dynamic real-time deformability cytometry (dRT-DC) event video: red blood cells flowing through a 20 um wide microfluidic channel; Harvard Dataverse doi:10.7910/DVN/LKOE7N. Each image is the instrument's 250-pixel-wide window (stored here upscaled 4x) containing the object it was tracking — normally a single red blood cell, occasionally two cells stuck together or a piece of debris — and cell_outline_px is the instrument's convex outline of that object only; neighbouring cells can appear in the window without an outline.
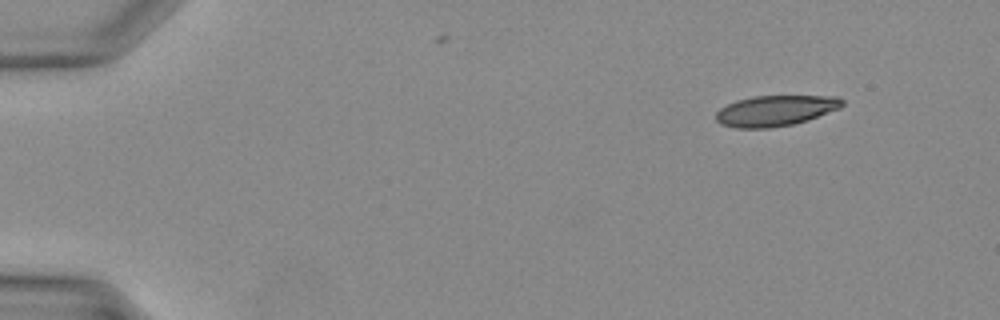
{"species": "Egyptian fruit bat (a non-hibernating species)", "species_latin": "Rousettus aegyptiacus", "temperature_condition": "warm", "stored_images_in_passage": 35, "camera_frame_rate_fps": 3000, "um_per_image_px": 0.085, "animal": {"sex": "female"}, "frame": {"image": 1, "passage_image": 1, "time_ms": 0.0, "image_size_px": [1000, 320], "cell_outline_px": [[844, 104], [840, 108], [808, 120], [792, 124], [768, 128], [736, 128], [720, 124], [716, 120], [716, 112], [720, 108], [736, 100], [752, 96], [840, 96], [844, 100]], "centroid_in_image_um": [65.92, 9.4], "position_along_channel_um": 19.1, "area_um2": 22.66}}
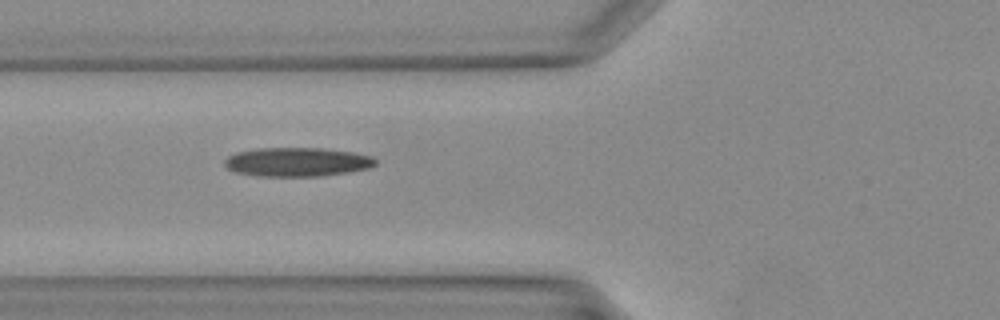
{"frame": {"image": 2, "passage_image": 12, "time_ms": 3.667, "image_size_px": [1000, 320], "cell_outline_px": [[376, 164], [368, 168], [348, 172], [320, 176], [260, 176], [236, 172], [228, 168], [224, 164], [224, 160], [228, 156], [236, 152], [256, 148], [320, 148], [352, 152], [372, 156], [376, 160]], "centroid_in_image_um": [25.24, 13.76], "position_along_channel_um": 100.6, "area_um2": 25.37}}
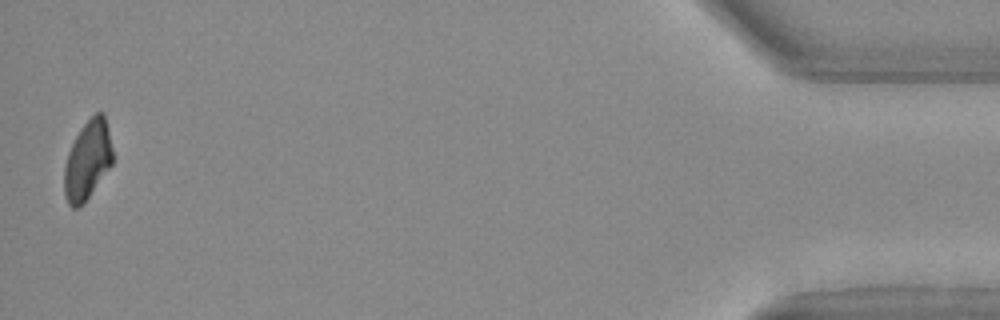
{"frame": {"image": 3, "passage_image": 35, "time_ms": 11.333, "image_size_px": [1000, 320], "cell_outline_px": [[112, 164], [88, 196], [76, 208], [72, 208], [68, 204], [64, 196], [64, 164], [68, 152], [80, 128], [96, 112], [104, 112], [108, 128], [112, 148]], "centroid_in_image_um": [7.43, 13.58], "position_along_channel_um": 427.8, "area_um2": 21.96}}